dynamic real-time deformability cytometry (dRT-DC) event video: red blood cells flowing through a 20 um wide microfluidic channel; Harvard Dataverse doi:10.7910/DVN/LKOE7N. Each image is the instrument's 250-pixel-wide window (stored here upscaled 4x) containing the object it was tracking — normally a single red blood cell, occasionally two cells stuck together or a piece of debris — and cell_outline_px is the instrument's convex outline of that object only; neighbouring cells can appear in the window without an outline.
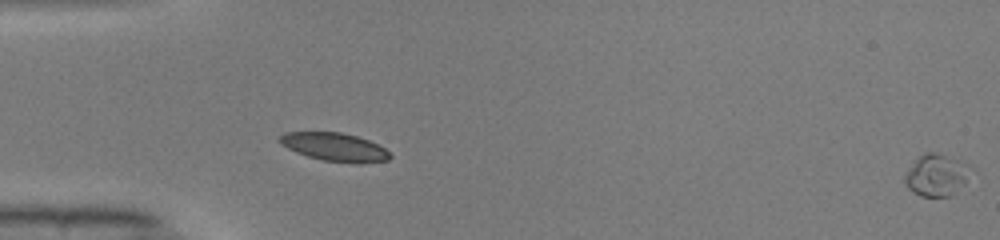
{"species": "common noctule bat (a hibernating species)", "species_latin": "Nyctalus noctula", "temperature_condition": "warm", "stored_images_in_passage": 7, "segment_of_instrument_passage": [2, 2], "camera_frame_rate_fps": 3000, "um_per_image_px": 0.085, "animal": {"sex": "male", "body_mass_g": 19.0, "forearm_length_mm": 50.8}, "frame": {"image": 1, "passage_image": 7, "time_ms": 2.0, "image_size_px": [1000, 240], "cell_outline_px": [[976, 168], [964, 184], [948, 196], [920, 196], [912, 192], [904, 184], [904, 176], [916, 160], [924, 152], [936, 152], [968, 164]], "centroid_in_image_um": [79.63, 14.88], "position_along_channel_um": 5.4, "area_um2": 16.07}}